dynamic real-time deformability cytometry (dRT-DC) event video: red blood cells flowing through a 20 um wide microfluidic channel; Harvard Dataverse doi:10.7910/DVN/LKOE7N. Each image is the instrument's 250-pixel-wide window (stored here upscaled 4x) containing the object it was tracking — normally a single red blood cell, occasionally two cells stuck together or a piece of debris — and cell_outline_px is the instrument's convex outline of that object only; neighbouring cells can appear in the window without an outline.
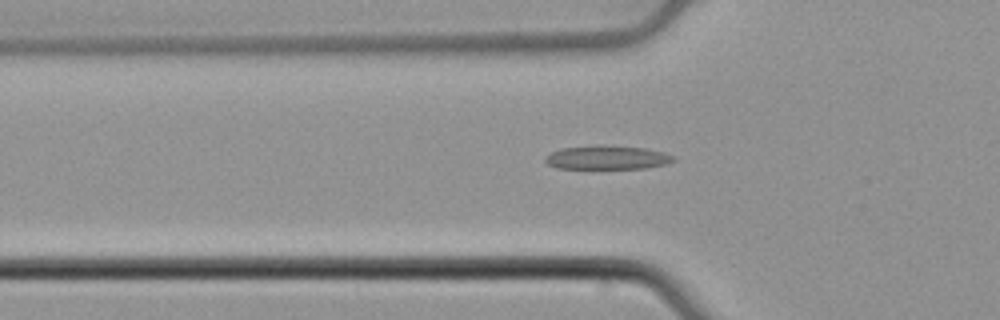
{"species": "common noctule bat (a hibernating species)", "species_latin": "Nyctalus noctula", "temperature_condition": "cold", "stored_images_in_passage": 54, "segment_of_instrument_passage": [1, 2], "camera_frame_rate_fps": 3000, "um_per_image_px": 0.085, "animal": {"sex": "male", "body_mass_g": 21.5, "forearm_length_mm": 52.0}, "frame": {"image": 1, "passage_image": 17, "time_ms": 5.333, "image_size_px": [1000, 320], "cell_outline_px": [[676, 160], [664, 164], [644, 168], [556, 168], [548, 164], [544, 160], [544, 156], [560, 148], [644, 148], [664, 152], [676, 156]], "centroid_in_image_um": [51.62, 13.44], "position_along_channel_um": 74.2, "area_um2": 16.7}}
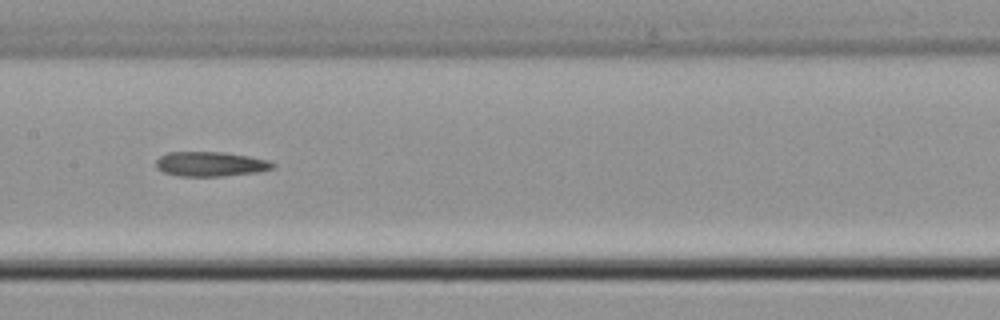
{"frame": {"image": 2, "passage_image": 26, "time_ms": 8.333, "image_size_px": [1000, 320], "cell_outline_px": [[276, 168], [256, 172], [224, 176], [180, 176], [164, 172], [156, 168], [156, 160], [160, 156], [168, 152], [224, 152], [248, 156], [268, 160], [276, 164]], "centroid_in_image_um": [17.91, 13.94], "position_along_channel_um": 189.5, "area_um2": 16.82}}
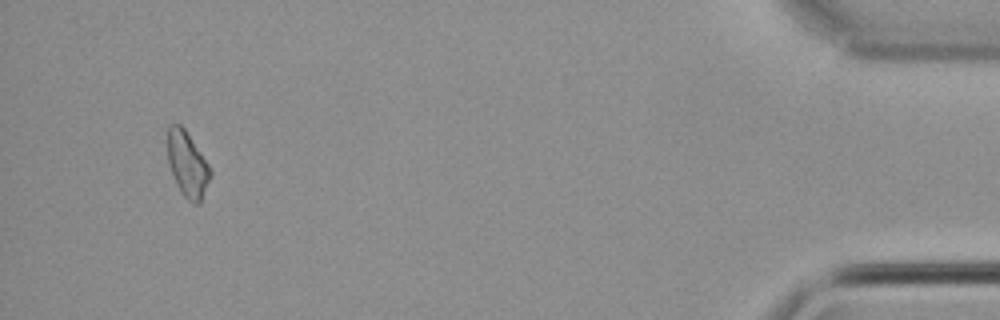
{"frame": {"image": 3, "passage_image": 50, "time_ms": 16.333, "image_size_px": [1000, 320], "cell_outline_px": [[212, 172], [200, 204], [196, 204], [188, 200], [184, 196], [176, 184], [168, 164], [168, 128], [172, 124], [180, 124], [184, 128], [208, 164]], "centroid_in_image_um": [15.92, 13.98], "position_along_channel_um": 419.3, "area_um2": 16.01}}